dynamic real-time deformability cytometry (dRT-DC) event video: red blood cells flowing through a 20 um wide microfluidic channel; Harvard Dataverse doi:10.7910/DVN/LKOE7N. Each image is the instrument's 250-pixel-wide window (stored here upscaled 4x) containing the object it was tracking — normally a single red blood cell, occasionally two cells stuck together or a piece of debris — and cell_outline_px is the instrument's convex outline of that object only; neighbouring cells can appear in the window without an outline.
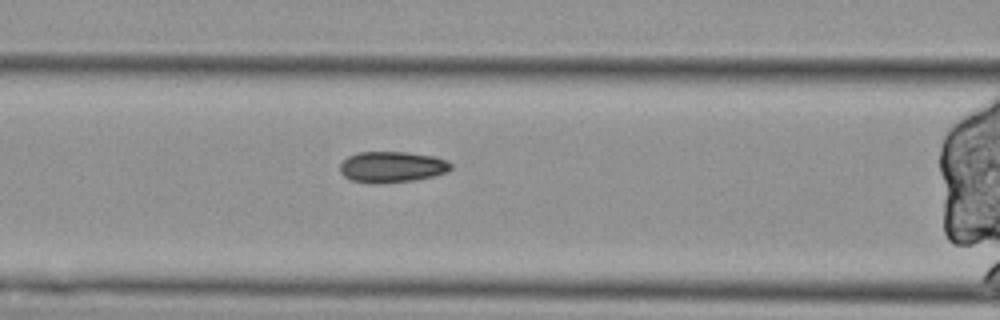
{"species": "Egyptian fruit bat (a non-hibernating species)", "species_latin": "Rousettus aegyptiacus", "temperature_condition": "cold", "stored_images_in_passage": 35, "segment_of_instrument_passage": [2, 2], "camera_frame_rate_fps": 3000, "um_per_image_px": 0.085, "animal": {"sex": "female"}, "frame": {"image": 1, "passage_image": 8, "time_ms": 2.333, "image_size_px": [1000, 320], "cell_outline_px": [[452, 168], [448, 172], [432, 176], [412, 180], [352, 180], [344, 176], [340, 172], [340, 164], [348, 156], [356, 152], [408, 152], [432, 156], [444, 160], [452, 164]], "centroid_in_image_um": [33.34, 14.13], "position_along_channel_um": 133.3, "area_um2": 19.07}}
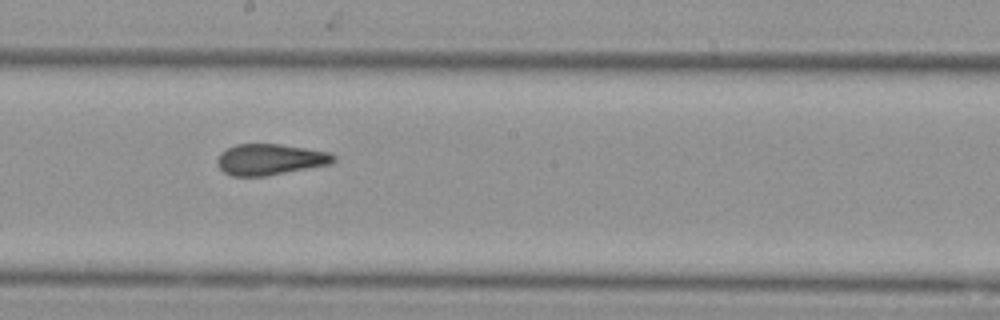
{"frame": {"image": 2, "passage_image": 16, "time_ms": 5.0, "image_size_px": [1000, 320], "cell_outline_px": [[336, 160], [332, 164], [264, 176], [232, 176], [224, 172], [216, 164], [216, 160], [220, 152], [236, 144], [280, 144], [332, 152], [336, 156]], "centroid_in_image_um": [22.97, 13.55], "position_along_channel_um": 225.2, "area_um2": 21.21}}
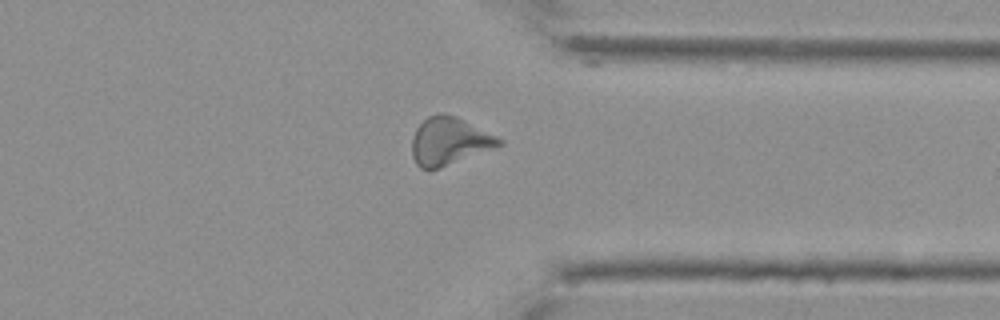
{"frame": {"image": 3, "passage_image": 29, "time_ms": 9.333, "image_size_px": [1000, 320], "cell_outline_px": [[504, 144], [440, 168], [420, 168], [416, 164], [412, 156], [412, 136], [416, 128], [428, 116], [440, 112], [444, 112], [456, 116], [504, 140]], "centroid_in_image_um": [38.17, 11.98], "position_along_channel_um": 373.2, "area_um2": 24.04}}